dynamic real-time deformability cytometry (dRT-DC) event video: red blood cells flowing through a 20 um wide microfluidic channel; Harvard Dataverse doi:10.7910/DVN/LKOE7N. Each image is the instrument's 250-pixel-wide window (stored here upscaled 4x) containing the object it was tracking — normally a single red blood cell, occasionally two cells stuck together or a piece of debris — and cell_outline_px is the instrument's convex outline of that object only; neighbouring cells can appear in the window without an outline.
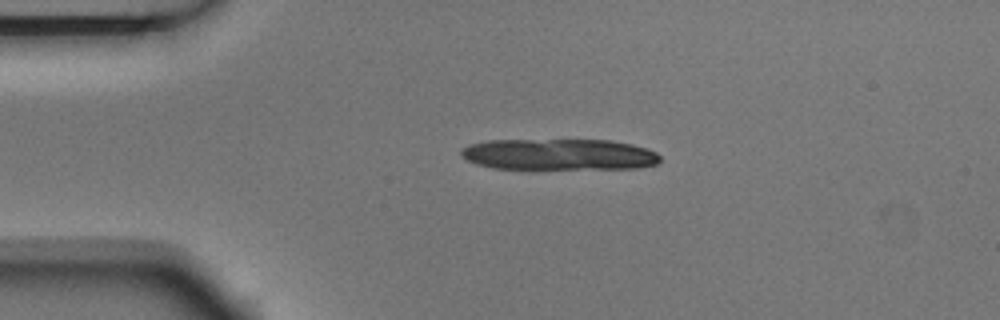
{"species": "Egyptian fruit bat (a non-hibernating species)", "species_latin": "Rousettus aegyptiacus", "temperature_condition": "room temperature", "stored_images_in_passage": 2, "camera_frame_rate_fps": 3000, "um_per_image_px": 0.085, "animal": {"sex": "male"}, "frame": {"image": 1, "passage_image": 1, "time_ms": 0.0, "image_size_px": [1000, 320], "cell_outline_px": [[660, 160], [656, 164], [636, 168], [492, 168], [476, 164], [460, 156], [460, 148], [468, 144], [488, 140], [612, 140], [632, 144], [648, 148], [656, 152], [660, 156]], "centroid_in_image_um": [47.49, 13.11], "position_along_channel_um": 37.5, "area_um2": 36.24}}